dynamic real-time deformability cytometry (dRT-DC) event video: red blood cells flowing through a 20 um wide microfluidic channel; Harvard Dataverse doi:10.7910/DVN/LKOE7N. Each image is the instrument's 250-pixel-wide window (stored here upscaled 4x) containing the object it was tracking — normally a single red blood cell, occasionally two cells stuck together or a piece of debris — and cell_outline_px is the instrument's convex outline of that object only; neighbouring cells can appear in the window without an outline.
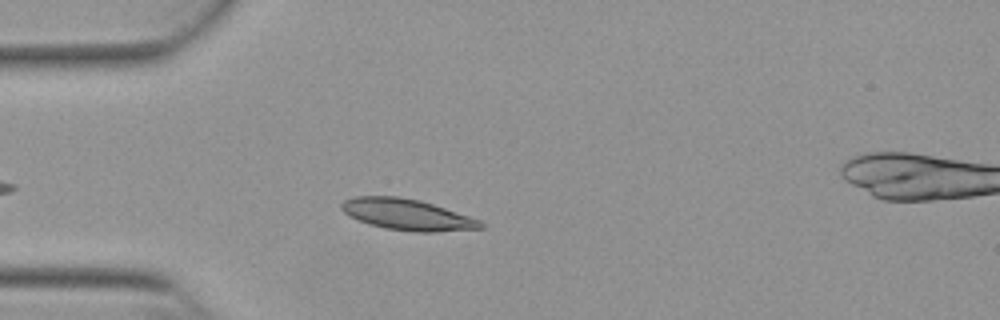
{"species": "Egyptian fruit bat (a non-hibernating species)", "species_latin": "Rousettus aegyptiacus", "temperature_condition": "warm", "stored_images_in_passage": 36, "camera_frame_rate_fps": 3000, "um_per_image_px": 0.085, "animal": {"sex": "female"}, "frame": {"image": 1, "passage_image": 7, "time_ms": 2.0, "image_size_px": [1000, 320], "cell_outline_px": [[484, 228], [436, 232], [412, 232], [384, 228], [368, 224], [348, 216], [340, 208], [340, 204], [344, 200], [356, 196], [400, 196], [420, 200], [480, 220], [484, 224]], "centroid_in_image_um": [34.57, 18.24], "position_along_channel_um": 50.4, "area_um2": 25.32}}
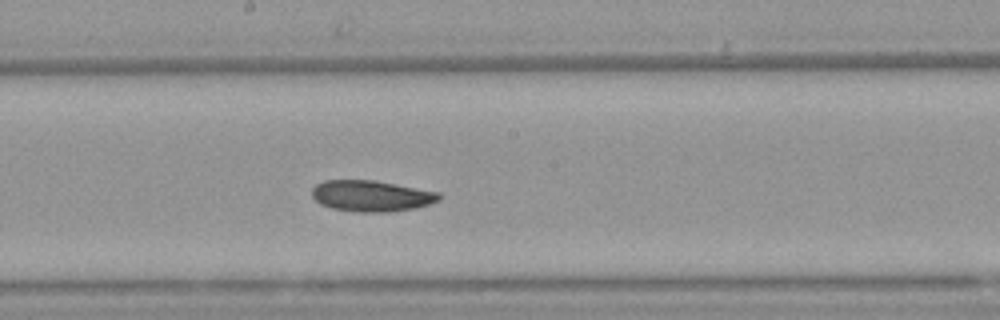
{"frame": {"image": 2, "passage_image": 21, "time_ms": 6.667, "image_size_px": [1000, 320], "cell_outline_px": [[440, 200], [416, 208], [388, 212], [356, 212], [332, 208], [320, 204], [312, 196], [312, 188], [316, 184], [324, 180], [372, 180], [440, 192]], "centroid_in_image_um": [31.55, 16.65], "position_along_channel_um": 216.7, "area_um2": 23.0}}
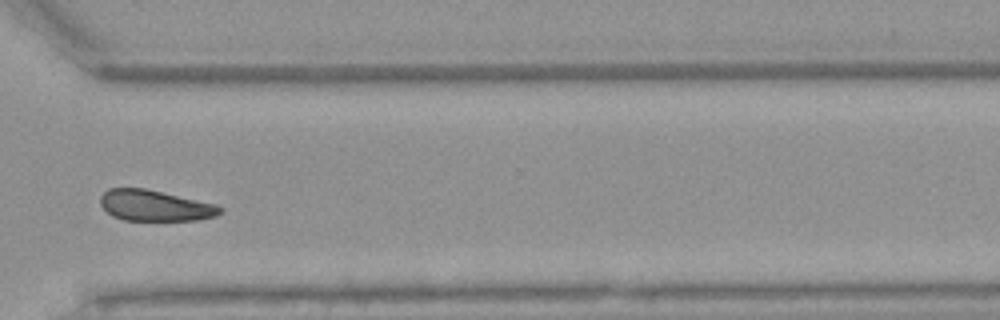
{"frame": {"image": 3, "passage_image": 32, "time_ms": 10.333, "image_size_px": [1000, 320], "cell_outline_px": [[224, 212], [216, 216], [200, 220], [124, 220], [112, 216], [100, 204], [100, 196], [108, 188], [144, 188], [216, 204], [224, 208]], "centroid_in_image_um": [13.2, 17.48], "position_along_channel_um": 357.4, "area_um2": 21.62}, "authors_computed_cell_mechanics": {"area_um2": 23.0044, "velocity_mm_per_s": 3.832, "shape_relaxation_time_tau1_ms": 4.2294, "shape_relaxation_time_tau2_ms": 8.5613, "deformation_change_tau1": 0.1004, "deformation_change_tau2": 0.0949}}